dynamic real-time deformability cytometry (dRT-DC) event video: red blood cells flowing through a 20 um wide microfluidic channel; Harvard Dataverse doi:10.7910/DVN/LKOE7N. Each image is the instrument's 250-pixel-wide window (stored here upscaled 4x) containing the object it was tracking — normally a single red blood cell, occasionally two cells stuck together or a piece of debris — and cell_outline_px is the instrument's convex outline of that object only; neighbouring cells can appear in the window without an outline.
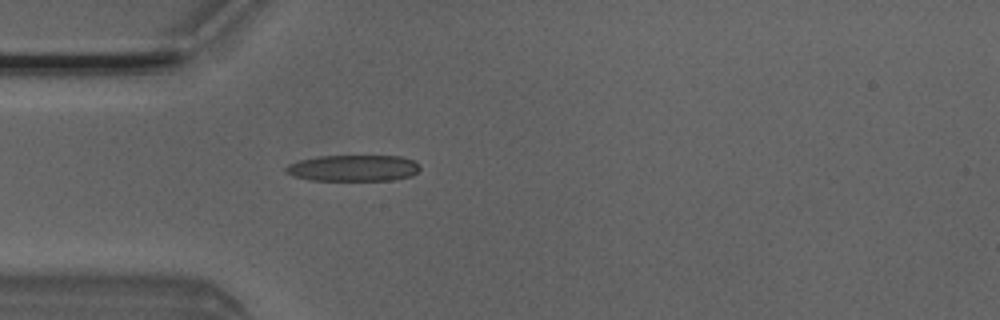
{"species": "Egyptian fruit bat (a non-hibernating species)", "species_latin": "Rousettus aegyptiacus", "temperature_condition": "room temperature", "stored_images_in_passage": 3, "camera_frame_rate_fps": 3000, "um_per_image_px": 0.085, "animal": {"sex": "male"}, "frame": {"image": 1, "passage_image": 3, "time_ms": 0.667, "image_size_px": [1000, 320], "cell_outline_px": [[420, 168], [412, 176], [396, 180], [308, 180], [292, 176], [284, 172], [284, 168], [288, 164], [300, 160], [320, 156], [400, 156], [412, 160], [420, 164]], "centroid_in_image_um": [30.01, 14.29], "position_along_channel_um": 55.0, "area_um2": 20.69}}